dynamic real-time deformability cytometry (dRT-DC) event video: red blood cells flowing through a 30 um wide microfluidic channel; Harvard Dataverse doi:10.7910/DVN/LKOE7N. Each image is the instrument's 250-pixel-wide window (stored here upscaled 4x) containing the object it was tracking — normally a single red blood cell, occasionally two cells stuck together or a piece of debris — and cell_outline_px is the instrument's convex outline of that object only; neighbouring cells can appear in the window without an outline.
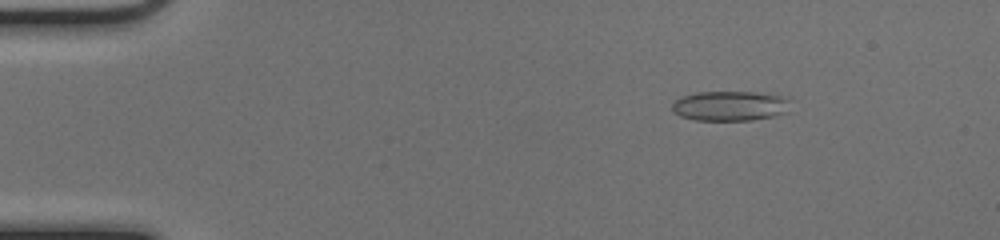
{"species": "common noctule bat (a hibernating species)", "species_latin": "Nyctalus noctula", "temperature_condition": "cold", "stored_images_in_passage": 51, "camera_frame_rate_fps": 3000, "um_per_image_px": 0.085, "animal": {"sex": "female", "body_mass_g": 17.0, "forearm_length_mm": 48.0}, "frame": {"image": 1, "passage_image": 8, "time_ms": 2.333, "image_size_px": [1000, 240], "cell_outline_px": [[788, 112], [776, 116], [752, 120], [696, 120], [680, 116], [672, 112], [672, 104], [680, 96], [696, 92], [756, 92], [780, 96], [788, 100]], "centroid_in_image_um": [62.01, 9.01], "position_along_channel_um": 23.0, "area_um2": 20.63}}
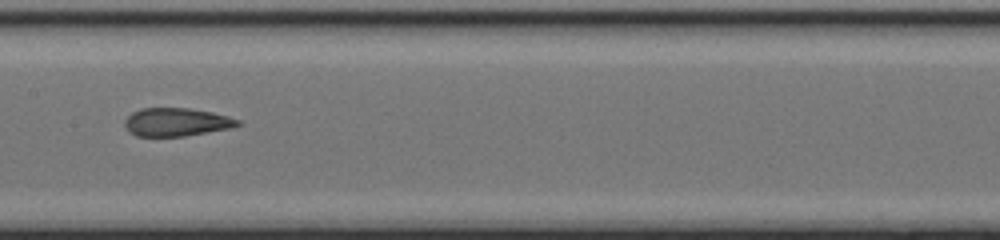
{"frame": {"image": 2, "passage_image": 27, "time_ms": 8.667, "image_size_px": [1000, 240], "cell_outline_px": [[244, 124], [232, 128], [184, 136], [136, 136], [128, 132], [124, 124], [124, 120], [132, 112], [140, 108], [188, 108], [212, 112], [228, 116], [240, 120]], "centroid_in_image_um": [15.01, 10.38], "position_along_channel_um": 192.4, "area_um2": 18.79}}
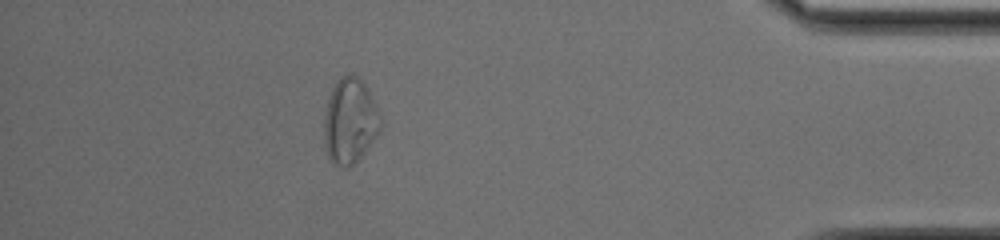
{"frame": {"image": 3, "passage_image": 46, "time_ms": 15.0, "image_size_px": [1000, 240], "cell_outline_px": [[384, 124], [380, 132], [356, 164], [348, 168], [340, 168], [332, 164], [328, 156], [324, 144], [324, 120], [328, 96], [332, 88], [340, 76], [348, 72], [352, 72], [368, 88], [384, 120]], "centroid_in_image_um": [29.77, 10.31], "position_along_channel_um": 405.4, "area_um2": 29.07}, "authors_computed_cell_mechanics": {"area_um2": 20.2878, "velocity_mm_per_s": 4.083, "shape_relaxation_time_tau1_ms": null, "shape_relaxation_time_tau2_ms": 1.2729, "deformation_change_tau1": null, "deformation_change_tau2": 0.0712}}